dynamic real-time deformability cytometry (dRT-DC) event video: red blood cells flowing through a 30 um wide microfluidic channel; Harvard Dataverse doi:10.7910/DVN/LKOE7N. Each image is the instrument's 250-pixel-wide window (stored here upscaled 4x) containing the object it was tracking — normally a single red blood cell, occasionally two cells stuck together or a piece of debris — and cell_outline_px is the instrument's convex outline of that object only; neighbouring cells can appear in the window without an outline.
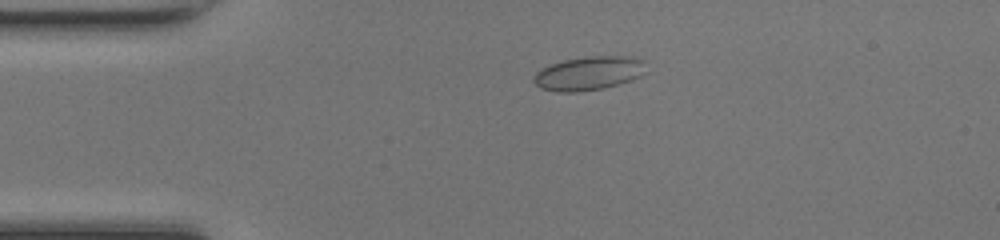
{"species": "common noctule bat (a hibernating species)", "species_latin": "Nyctalus noctula", "temperature_condition": "room temperature", "stored_images_in_passage": 33, "camera_frame_rate_fps": 3000, "um_per_image_px": 0.085, "animal": {"sex": "female", "body_mass_g": 17.0, "forearm_length_mm": 48.0}, "frame": {"image": 1, "passage_image": 1, "time_ms": 0.0, "image_size_px": [1000, 240], "cell_outline_px": [[644, 60], [640, 76], [632, 80], [620, 84], [604, 88], [576, 92], [556, 92], [540, 88], [532, 80], [536, 72], [540, 68], [564, 60], [588, 56], [636, 56]], "centroid_in_image_um": [50.01, 6.23], "position_along_channel_um": 35.0, "area_um2": 22.14}}
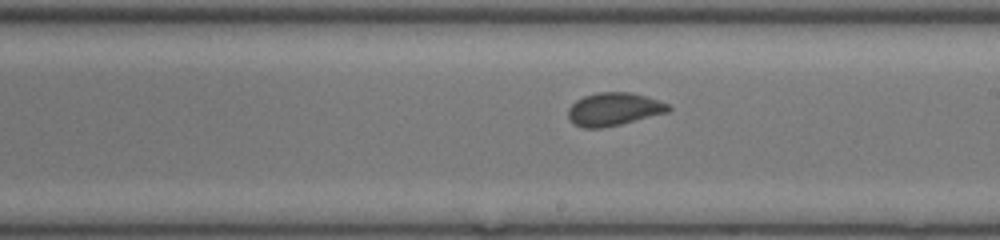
{"frame": {"image": 2, "passage_image": 18, "time_ms": 5.667, "image_size_px": [1000, 240], "cell_outline_px": [[672, 108], [668, 112], [620, 124], [600, 128], [584, 128], [572, 124], [568, 120], [568, 108], [576, 100], [584, 96], [600, 92], [628, 92], [644, 96], [668, 104]], "centroid_in_image_um": [52.12, 9.29], "position_along_channel_um": 236.9, "area_um2": 19.13}}
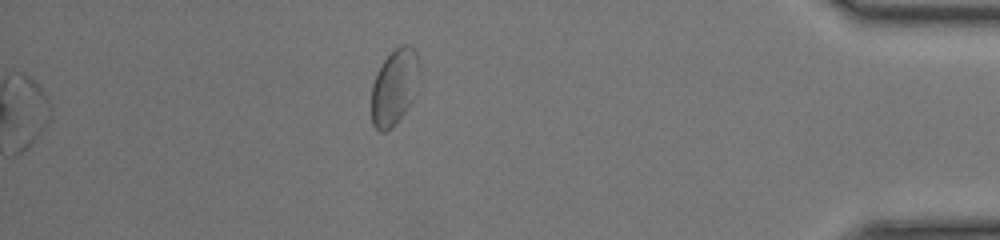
{"frame": {"image": 3, "passage_image": 33, "time_ms": 10.667, "image_size_px": [1000, 240], "cell_outline_px": [[420, 84], [412, 100], [404, 112], [392, 128], [384, 132], [380, 132], [372, 124], [372, 84], [384, 60], [400, 44], [408, 44], [416, 52], [420, 68]], "centroid_in_image_um": [33.56, 7.39], "position_along_channel_um": 401.6, "area_um2": 21.27}, "authors_computed_cell_mechanics": {"area_um2": 19.4786, "velocity_mm_per_s": 4.2257, "shape_relaxation_time_tau1_ms": 5.3149, "shape_relaxation_time_tau2_ms": null, "deformation_change_tau1": 0.0771, "deformation_change_tau2": null}}